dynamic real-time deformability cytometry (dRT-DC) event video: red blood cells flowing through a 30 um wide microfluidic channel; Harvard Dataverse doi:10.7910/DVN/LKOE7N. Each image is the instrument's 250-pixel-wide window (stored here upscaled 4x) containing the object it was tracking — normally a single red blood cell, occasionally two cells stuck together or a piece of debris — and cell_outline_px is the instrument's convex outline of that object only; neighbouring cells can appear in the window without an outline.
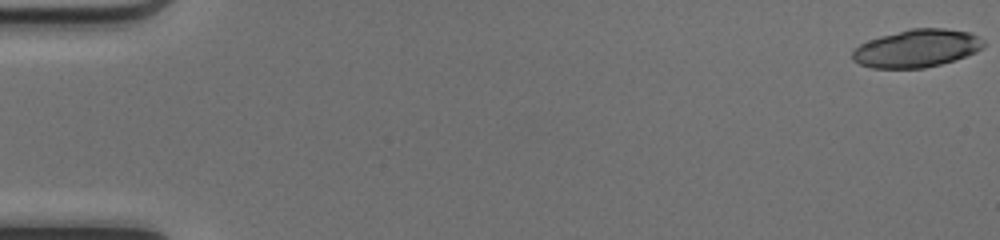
{"species": "common noctule bat (a hibernating species)", "species_latin": "Nyctalus noctula", "temperature_condition": "cold", "stored_images_in_passage": 19, "camera_frame_rate_fps": 3000, "um_per_image_px": 0.085, "animal": {"sex": "female", "body_mass_g": 17.0, "forearm_length_mm": 48.0}, "frame": {"image": 1, "passage_image": 1, "time_ms": 0.0, "image_size_px": [1000, 240], "cell_outline_px": [[984, 44], [976, 52], [940, 64], [924, 68], [872, 68], [860, 64], [852, 60], [852, 52], [860, 44], [868, 40], [880, 36], [912, 28], [944, 28], [968, 32], [980, 36], [984, 40]], "centroid_in_image_um": [77.91, 4.1], "position_along_channel_um": 7.1, "area_um2": 28.73}}
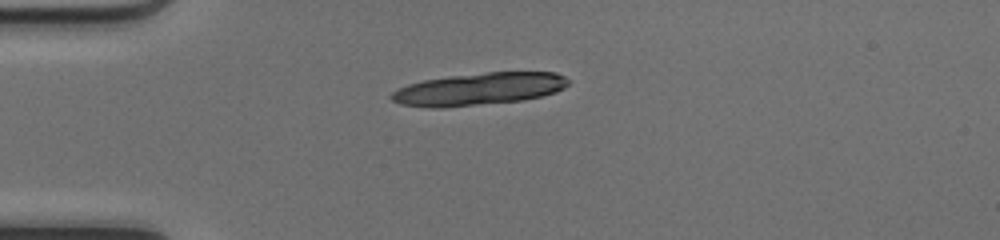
{"frame": {"image": 2, "passage_image": 14, "time_ms": 4.333, "image_size_px": [1000, 240], "cell_outline_px": [[568, 84], [564, 88], [556, 92], [524, 100], [444, 108], [432, 108], [400, 104], [392, 100], [388, 96], [396, 88], [408, 84], [424, 80], [448, 76], [488, 72], [556, 72], [564, 76], [568, 80]], "centroid_in_image_um": [40.67, 7.57], "position_along_channel_um": 44.3, "area_um2": 33.52}}